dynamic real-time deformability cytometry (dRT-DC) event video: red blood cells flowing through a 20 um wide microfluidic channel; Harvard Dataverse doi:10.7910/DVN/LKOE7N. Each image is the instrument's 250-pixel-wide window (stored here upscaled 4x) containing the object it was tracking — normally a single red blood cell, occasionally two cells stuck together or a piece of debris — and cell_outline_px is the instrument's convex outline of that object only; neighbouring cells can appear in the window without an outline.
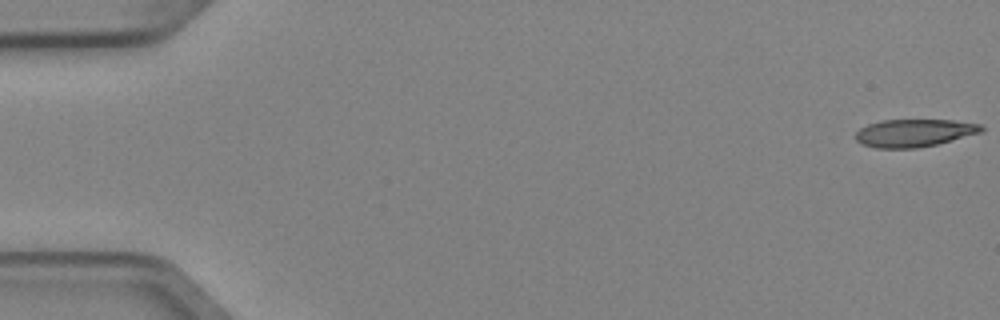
{"species": "Egyptian fruit bat (a non-hibernating species)", "species_latin": "Rousettus aegyptiacus", "temperature_condition": "cold", "stored_images_in_passage": 5, "camera_frame_rate_fps": 3000, "um_per_image_px": 0.085, "animal": {"sex": "female"}, "frame": {"image": 1, "passage_image": 1, "time_ms": 0.0, "image_size_px": [1000, 320], "cell_outline_px": [[984, 128], [980, 132], [936, 144], [916, 148], [876, 148], [860, 144], [856, 140], [856, 132], [860, 128], [868, 124], [884, 120], [952, 120], [980, 124]], "centroid_in_image_um": [77.65, 11.3], "position_along_channel_um": 7.3, "area_um2": 20.06}}
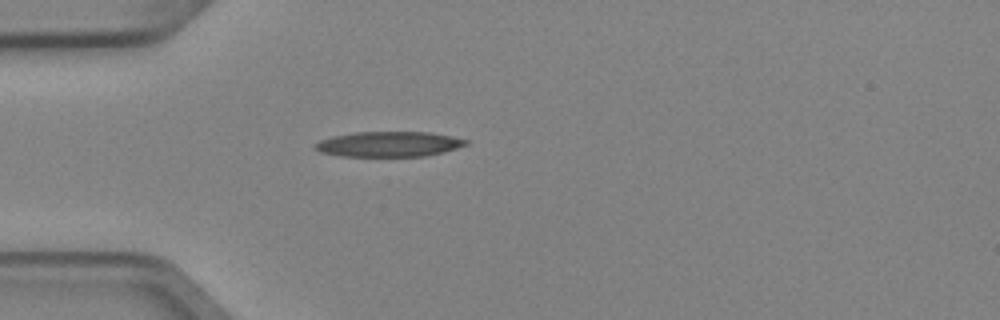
{"frame": {"image": 2, "passage_image": 5, "time_ms": 1.333, "image_size_px": [1000, 320], "cell_outline_px": [[468, 144], [444, 152], [424, 156], [340, 156], [320, 152], [312, 148], [320, 140], [332, 136], [356, 132], [428, 132], [452, 136], [468, 140]], "centroid_in_image_um": [33.04, 12.25], "position_along_channel_um": 52.0, "area_um2": 22.14}}